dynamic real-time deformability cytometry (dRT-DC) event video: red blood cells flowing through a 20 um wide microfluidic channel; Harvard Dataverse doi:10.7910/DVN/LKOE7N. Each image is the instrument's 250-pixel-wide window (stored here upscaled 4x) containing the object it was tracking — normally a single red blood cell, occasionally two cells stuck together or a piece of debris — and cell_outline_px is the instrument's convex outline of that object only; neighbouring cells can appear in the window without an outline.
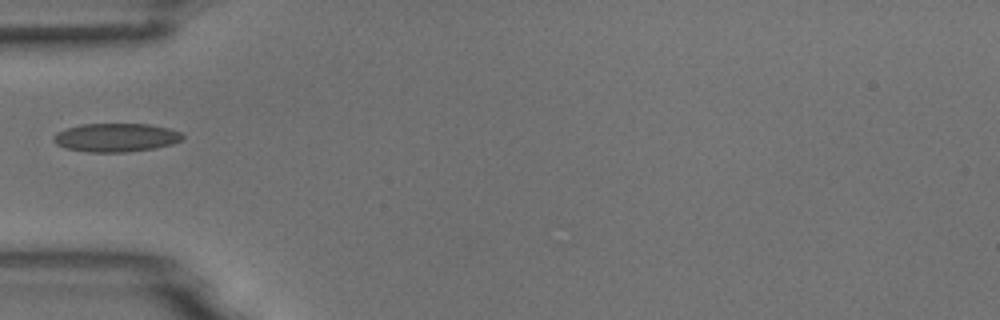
{"species": "common noctule bat (a hibernating species)", "species_latin": "Nyctalus noctula", "temperature_condition": "room temperature", "stored_images_in_passage": 7, "camera_frame_rate_fps": 3000, "um_per_image_px": 0.085, "animal": {"sex": "male", "body_mass_g": 18.8}, "frame": {"image": 1, "passage_image": 6, "time_ms": 6.0, "image_size_px": [1000, 320], "cell_outline_px": [[184, 140], [172, 144], [156, 148], [128, 152], [88, 152], [64, 148], [56, 144], [52, 140], [52, 136], [56, 132], [80, 124], [148, 124], [168, 128], [180, 132], [184, 136]], "centroid_in_image_um": [9.85, 11.7], "position_along_channel_um": 75.2, "area_um2": 21.68}}